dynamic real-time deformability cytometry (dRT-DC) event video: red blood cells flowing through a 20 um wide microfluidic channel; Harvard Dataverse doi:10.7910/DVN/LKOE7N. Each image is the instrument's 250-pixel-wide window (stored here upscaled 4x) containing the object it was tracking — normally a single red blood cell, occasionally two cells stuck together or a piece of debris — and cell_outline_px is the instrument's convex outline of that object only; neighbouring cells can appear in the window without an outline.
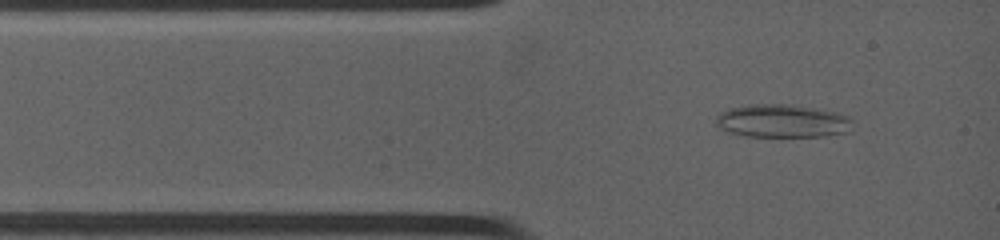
{"species": "common noctule bat (a hibernating species)", "species_latin": "Nyctalus noctula", "temperature_condition": "warm", "stored_images_in_passage": 26, "camera_frame_rate_fps": 4500, "um_per_image_px": 0.085, "animal": {"sex": "female", "body_mass_g": 19.0, "forearm_length_mm": 53.3}, "frame": {"image": 1, "passage_image": 2, "time_ms": 0.444, "image_size_px": [1000, 240], "cell_outline_px": [[852, 120], [844, 132], [824, 136], [744, 136], [728, 132], [720, 128], [716, 120], [716, 116], [720, 112], [732, 108], [764, 104], [780, 104], [836, 112], [848, 116]], "centroid_in_image_um": [66.44, 10.3], "position_along_channel_um": 18.6, "area_um2": 25.49}}
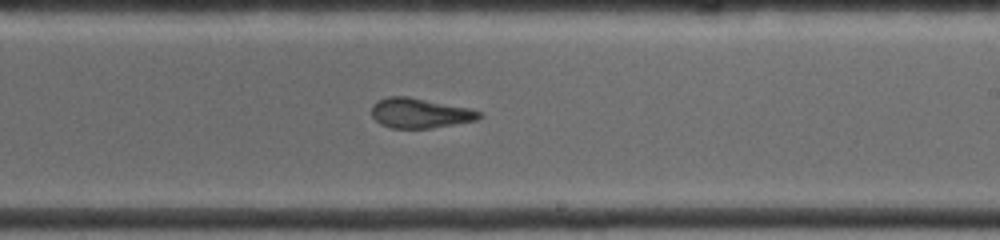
{"frame": {"image": 2, "passage_image": 14, "time_ms": 6.889, "image_size_px": [1000, 240], "cell_outline_px": [[484, 116], [476, 120], [432, 128], [392, 128], [380, 124], [372, 116], [372, 104], [376, 100], [388, 96], [408, 96], [468, 108], [480, 112]], "centroid_in_image_um": [35.66, 9.61], "position_along_channel_um": 253.3, "area_um2": 18.73}}
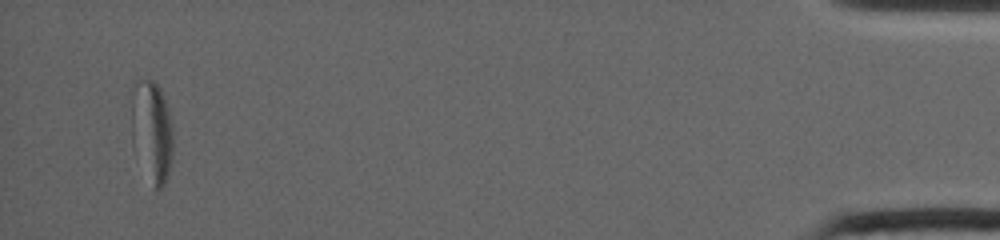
{"frame": {"image": 3, "passage_image": 26, "time_ms": 14.444, "image_size_px": [1000, 240], "cell_outline_px": [[172, 160], [168, 176], [164, 184], [160, 188], [156, 188], [132, 144], [132, 104], [136, 80], [152, 80], [160, 88], [164, 96], [168, 108], [172, 128]], "centroid_in_image_um": [12.93, 11.1], "position_along_channel_um": 422.3, "area_um2": 23.87}, "authors_computed_cell_mechanics": {"area_um2": 20.1433, "velocity_mm_per_s": 3.9237, "shape_relaxation_time_tau1_ms": null, "shape_relaxation_time_tau2_ms": 4.9331, "deformation_change_tau1": null, "deformation_change_tau2": 0.1428}}